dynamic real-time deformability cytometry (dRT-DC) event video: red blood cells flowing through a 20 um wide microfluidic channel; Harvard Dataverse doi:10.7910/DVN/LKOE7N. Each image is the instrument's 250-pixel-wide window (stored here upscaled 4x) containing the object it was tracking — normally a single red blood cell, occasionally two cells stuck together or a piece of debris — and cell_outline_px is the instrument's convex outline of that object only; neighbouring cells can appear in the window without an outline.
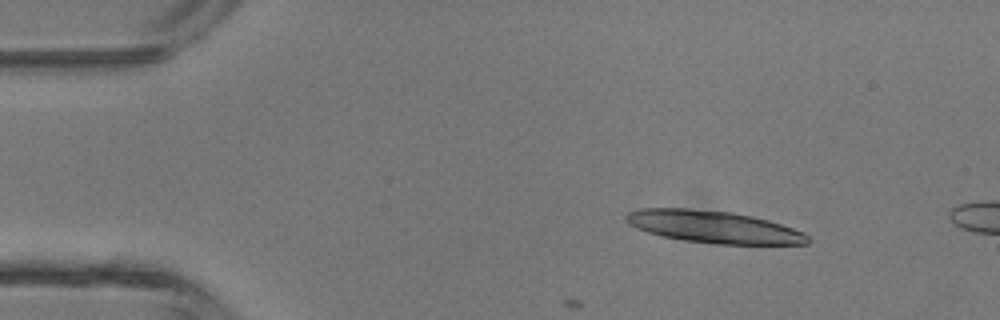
{"species": "common noctule bat (a hibernating species)", "species_latin": "Nyctalus noctula", "temperature_condition": "room temperature", "stored_images_in_passage": 4, "camera_frame_rate_fps": 3000, "um_per_image_px": 0.085, "animal": {"sex": "male", "body_mass_g": 13.3}, "frame": {"image": 1, "passage_image": 2, "time_ms": 1.0, "image_size_px": [1000, 320], "cell_outline_px": [[812, 240], [808, 244], [716, 244], [684, 240], [660, 236], [636, 228], [628, 224], [624, 216], [628, 212], [640, 208], [688, 208], [732, 212], [752, 216], [768, 220], [804, 232]], "centroid_in_image_um": [60.64, 19.28], "position_along_channel_um": 24.4, "area_um2": 34.22}}